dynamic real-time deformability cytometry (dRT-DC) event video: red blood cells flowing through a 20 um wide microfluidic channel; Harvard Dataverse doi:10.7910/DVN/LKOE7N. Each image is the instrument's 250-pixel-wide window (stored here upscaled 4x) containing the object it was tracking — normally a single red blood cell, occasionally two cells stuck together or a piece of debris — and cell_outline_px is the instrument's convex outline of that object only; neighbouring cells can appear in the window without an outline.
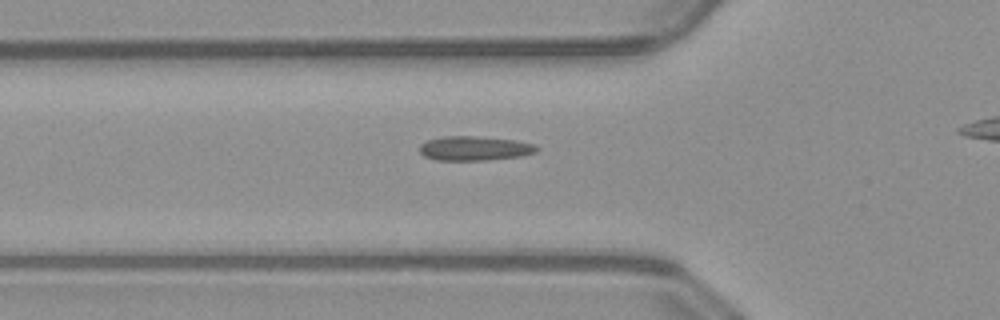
{"species": "common noctule bat (a hibernating species)", "species_latin": "Nyctalus noctula", "temperature_condition": "warm", "stored_images_in_passage": 26, "camera_frame_rate_fps": 3000, "um_per_image_px": 0.085, "animal": {"sex": "male", "body_mass_g": 23.1, "forearm_length_mm": 52.7}, "frame": {"image": 1, "passage_image": 2, "time_ms": 0.333, "image_size_px": [1000, 320], "cell_outline_px": [[540, 148], [536, 152], [520, 156], [488, 160], [440, 160], [424, 156], [420, 152], [420, 144], [428, 140], [444, 136], [476, 136], [516, 140], [532, 144]], "centroid_in_image_um": [40.34, 12.6], "position_along_channel_um": 85.5, "area_um2": 16.53}}
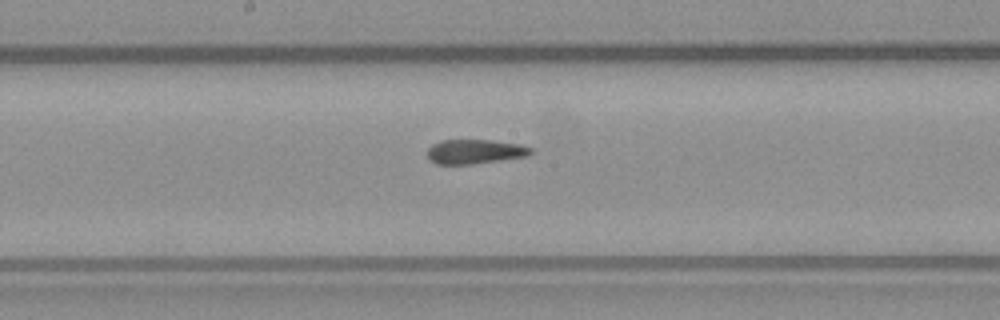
{"frame": {"image": 2, "passage_image": 11, "time_ms": 3.333, "image_size_px": [1000, 320], "cell_outline_px": [[532, 152], [528, 156], [472, 164], [436, 164], [428, 156], [428, 148], [432, 144], [440, 140], [488, 140], [520, 144], [532, 148]], "centroid_in_image_um": [40.37, 12.88], "position_along_channel_um": 207.8, "area_um2": 14.62}}
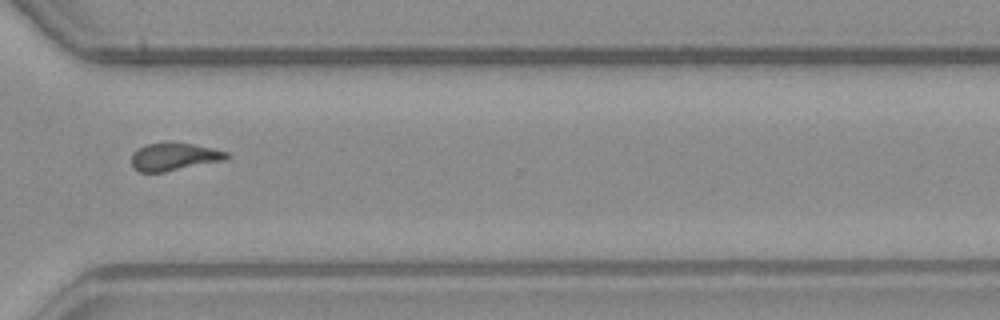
{"frame": {"image": 3, "passage_image": 22, "time_ms": 7.0, "image_size_px": [1000, 320], "cell_outline_px": [[228, 156], [224, 160], [164, 172], [140, 172], [132, 164], [132, 152], [148, 144], [192, 144], [212, 148], [228, 152]], "centroid_in_image_um": [14.8, 13.34], "position_along_channel_um": 355.8, "area_um2": 14.74}}